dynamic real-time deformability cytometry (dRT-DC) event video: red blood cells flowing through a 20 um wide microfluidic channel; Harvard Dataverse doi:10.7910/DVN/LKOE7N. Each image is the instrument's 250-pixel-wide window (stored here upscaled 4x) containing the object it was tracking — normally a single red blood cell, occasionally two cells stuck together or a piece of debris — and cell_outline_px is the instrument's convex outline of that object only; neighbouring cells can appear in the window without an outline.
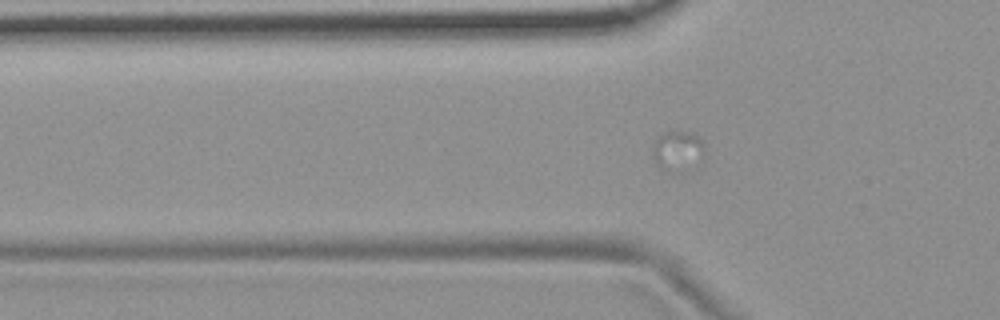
{"species": "common noctule bat (a hibernating species)", "species_latin": "Nyctalus noctula", "temperature_condition": "room temperature", "stored_images_in_passage": 20, "camera_frame_rate_fps": 3000, "um_per_image_px": 0.085, "animal": {"sex": "female", "body_mass_g": 19.9}, "frame": {"image": 1, "passage_image": 15, "time_ms": 4.667, "image_size_px": [1000, 320], "cell_outline_px": [[704, 152], [700, 156], [672, 172], [668, 172], [660, 168], [652, 160], [652, 144], [660, 132], [676, 128], [692, 132], [700, 136], [704, 144]], "centroid_in_image_um": [57.48, 12.66], "position_along_channel_um": 68.3, "area_um2": 12.08}}
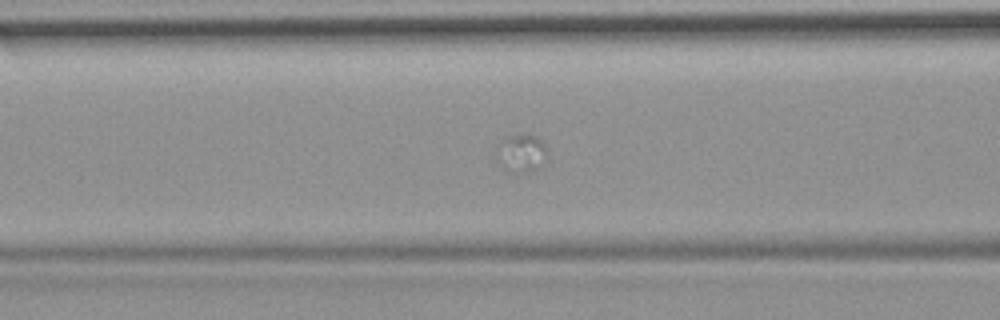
{"frame": {"image": 2, "passage_image": 20, "time_ms": 6.333, "image_size_px": [1000, 320], "cell_outline_px": [[548, 148], [544, 168], [532, 172], [516, 176], [504, 172], [496, 160], [492, 152], [500, 140], [508, 136], [536, 136]], "centroid_in_image_um": [44.26, 13.14], "position_along_channel_um": 122.3, "area_um2": 12.37}}